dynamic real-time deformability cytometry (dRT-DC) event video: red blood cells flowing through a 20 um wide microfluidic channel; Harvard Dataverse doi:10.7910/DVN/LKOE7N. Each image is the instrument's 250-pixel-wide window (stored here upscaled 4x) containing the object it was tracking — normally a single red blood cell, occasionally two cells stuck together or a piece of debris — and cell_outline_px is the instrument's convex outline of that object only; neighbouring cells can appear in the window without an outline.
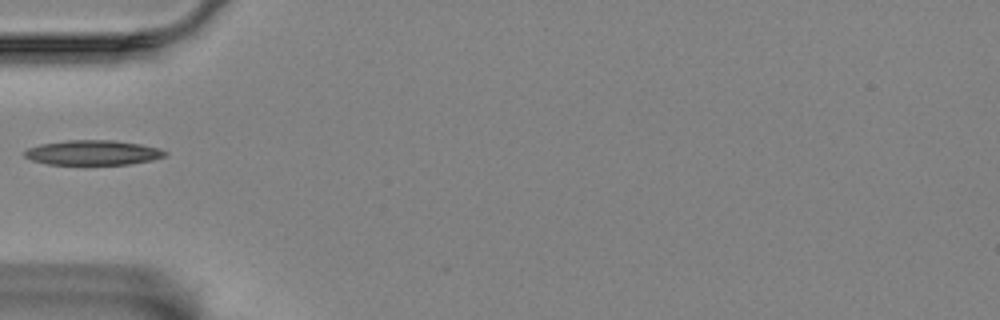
{"species": "Egyptian fruit bat (a non-hibernating species)", "species_latin": "Rousettus aegyptiacus", "temperature_condition": "room temperature", "stored_images_in_passage": 17, "camera_frame_rate_fps": 3000, "um_per_image_px": 0.085, "animal": {"sex": "female"}, "frame": {"image": 1, "passage_image": 1, "time_ms": 0.0, "image_size_px": [1000, 320], "cell_outline_px": [[168, 152], [164, 156], [152, 160], [132, 164], [84, 168], [48, 164], [32, 160], [24, 156], [24, 152], [28, 148], [40, 144], [68, 140], [112, 140], [140, 144], [156, 148]], "centroid_in_image_um": [7.86, 13.03], "position_along_channel_um": 77.1, "area_um2": 21.33}}
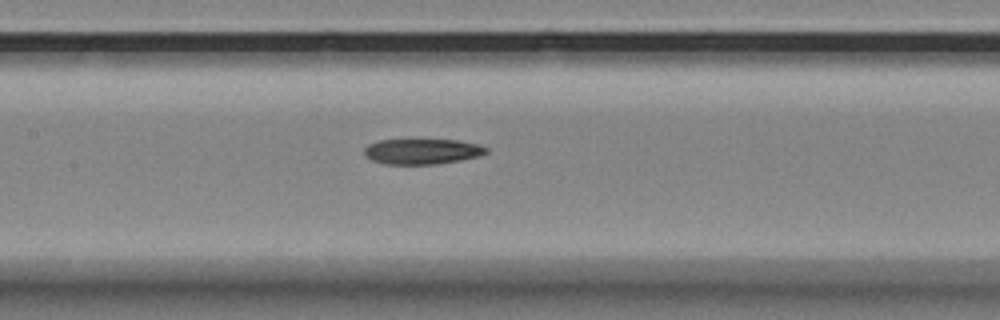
{"frame": {"image": 2, "passage_image": 9, "time_ms": 2.667, "image_size_px": [1000, 320], "cell_outline_px": [[488, 152], [480, 156], [460, 160], [432, 164], [384, 164], [372, 160], [364, 156], [364, 148], [368, 144], [380, 140], [456, 140], [476, 144], [488, 148]], "centroid_in_image_um": [35.85, 12.87], "position_along_channel_um": 171.5, "area_um2": 17.98}}
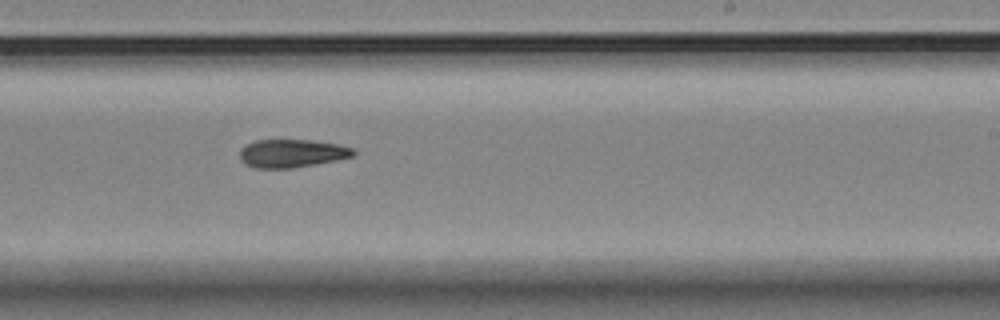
{"frame": {"image": 3, "passage_image": 17, "time_ms": 5.333, "image_size_px": [1000, 320], "cell_outline_px": [[356, 152], [352, 156], [336, 160], [292, 168], [256, 168], [240, 160], [240, 148], [256, 140], [312, 140], [340, 144], [352, 148]], "centroid_in_image_um": [24.81, 13.02], "position_along_channel_um": 264.2, "area_um2": 18.5}}